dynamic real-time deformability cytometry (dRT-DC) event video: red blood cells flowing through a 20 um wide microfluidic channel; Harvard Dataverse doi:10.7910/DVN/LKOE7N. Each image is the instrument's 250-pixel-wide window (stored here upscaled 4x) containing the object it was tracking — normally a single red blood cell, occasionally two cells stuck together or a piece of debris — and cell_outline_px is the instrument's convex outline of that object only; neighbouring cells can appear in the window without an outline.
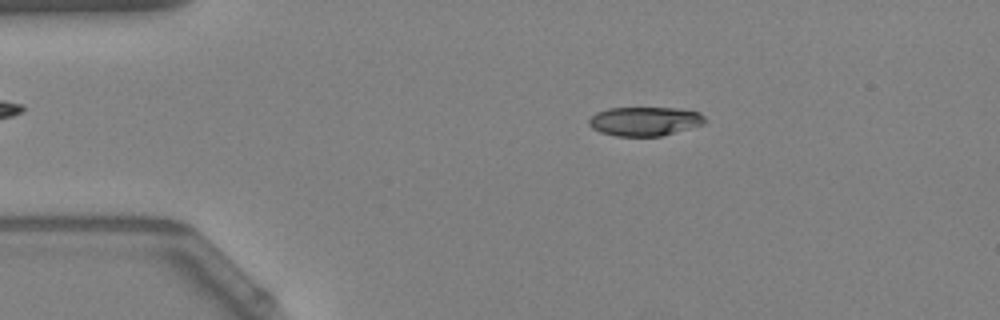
{"species": "Egyptian fruit bat (a non-hibernating species)", "species_latin": "Rousettus aegyptiacus", "temperature_condition": "warm", "stored_images_in_passage": 45, "camera_frame_rate_fps": 3000, "um_per_image_px": 0.085, "animal": {"sex": "female"}, "frame": {"image": 1, "passage_image": 1, "time_ms": 0.0, "image_size_px": [1000, 320], "cell_outline_px": [[708, 120], [704, 124], [660, 136], [616, 136], [600, 132], [592, 128], [588, 124], [588, 120], [596, 112], [608, 108], [676, 108], [700, 112]], "centroid_in_image_um": [54.8, 10.3], "position_along_channel_um": 30.2, "area_um2": 19.65}}
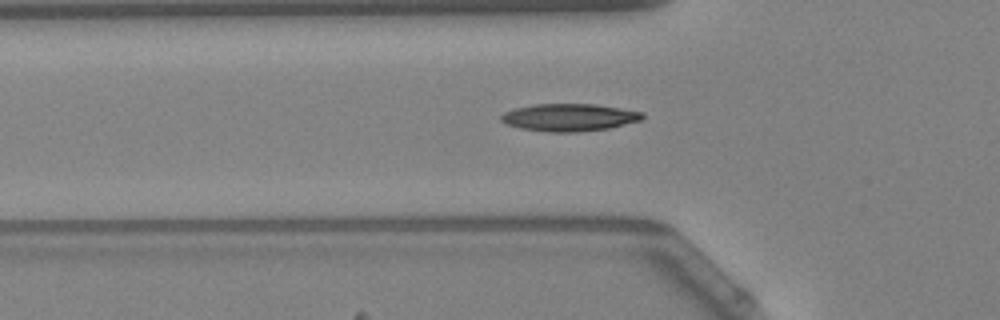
{"frame": {"image": 2, "passage_image": 9, "time_ms": 2.667, "image_size_px": [1000, 320], "cell_outline_px": [[644, 116], [640, 120], [608, 128], [580, 132], [548, 132], [520, 128], [508, 124], [500, 120], [500, 116], [504, 112], [516, 108], [532, 104], [596, 104], [644, 112]], "centroid_in_image_um": [48.37, 9.97], "position_along_channel_um": 77.4, "area_um2": 22.54}}
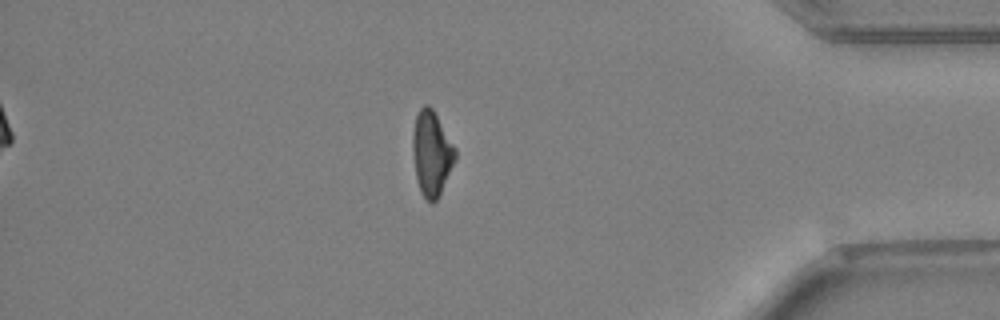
{"frame": {"image": 3, "passage_image": 37, "time_ms": 12.0, "image_size_px": [1000, 320], "cell_outline_px": [[456, 160], [436, 200], [432, 204], [420, 192], [416, 176], [412, 148], [412, 136], [416, 116], [420, 108], [424, 104], [428, 104], [432, 108], [456, 148]], "centroid_in_image_um": [36.69, 13.01], "position_along_channel_um": 398.5, "area_um2": 20.81}, "authors_computed_cell_mechanics": {"area_um2": 21.1548, "velocity_mm_per_s": 3.8099, "shape_relaxation_time_tau1_ms": 7.3217, "shape_relaxation_time_tau2_ms": 4.3485, "deformation_change_tau1": 0.1916, "deformation_change_tau2": 0.1117}}